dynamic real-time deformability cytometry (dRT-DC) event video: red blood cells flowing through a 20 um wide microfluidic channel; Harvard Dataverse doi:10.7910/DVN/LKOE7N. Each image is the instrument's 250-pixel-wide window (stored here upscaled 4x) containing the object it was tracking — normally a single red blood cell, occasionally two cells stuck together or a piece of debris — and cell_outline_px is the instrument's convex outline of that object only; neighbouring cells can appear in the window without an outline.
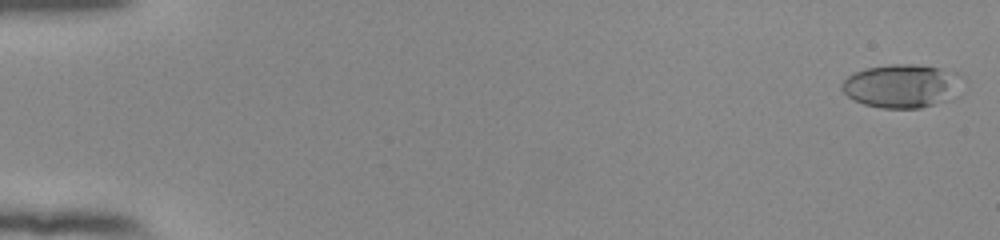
{"species": "human", "species_latin": "Homo sapiens", "temperature_condition": "room temperature", "stored_images_in_passage": 55, "camera_frame_rate_fps": 3000, "um_per_image_px": 0.085, "donor": {"sex": "female"}, "frame": {"image": 1, "passage_image": 2, "time_ms": 0.333, "image_size_px": [1000, 240], "cell_outline_px": [[964, 76], [952, 92], [944, 100], [920, 108], [884, 108], [864, 104], [848, 96], [840, 88], [840, 84], [848, 76], [864, 68], [888, 64], [912, 64], [940, 68], [956, 72]], "centroid_in_image_um": [76.57, 7.28], "position_along_channel_um": 8.4, "area_um2": 29.94}}
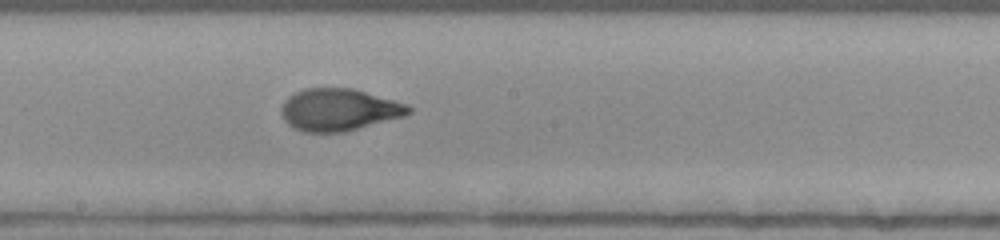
{"frame": {"image": 2, "passage_image": 32, "time_ms": 10.333, "image_size_px": [1000, 240], "cell_outline_px": [[412, 112], [404, 116], [344, 132], [304, 132], [288, 124], [284, 120], [280, 112], [280, 108], [284, 100], [288, 96], [304, 88], [352, 88], [408, 104], [412, 108]], "centroid_in_image_um": [28.79, 9.32], "position_along_channel_um": 219.4, "area_um2": 31.27}}
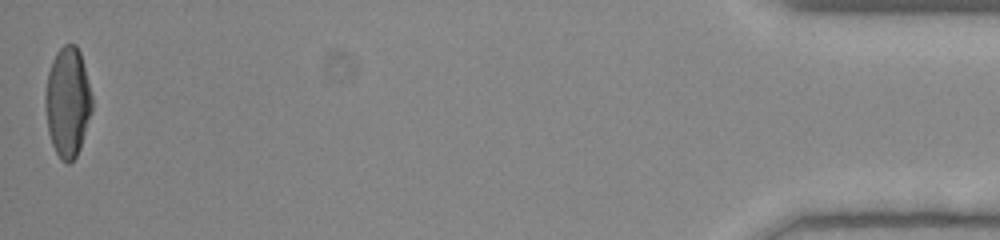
{"frame": {"image": 3, "passage_image": 55, "time_ms": 18.0, "image_size_px": [1000, 240], "cell_outline_px": [[92, 108], [80, 148], [76, 156], [68, 164], [60, 160], [52, 144], [48, 132], [44, 104], [44, 92], [48, 72], [52, 60], [56, 52], [64, 44], [76, 44], [80, 52], [92, 96]], "centroid_in_image_um": [5.72, 8.67], "position_along_channel_um": 429.5, "area_um2": 30.0}, "authors_computed_cell_mechanics": {"area_um2": 30.1716, "velocity_mm_per_s": 3.8795, "shape_relaxation_time_tau1_ms": 5.6389, "shape_relaxation_time_tau2_ms": 0.9389, "deformation_change_tau1": 0.2604, "deformation_change_tau2": 0.0645}}